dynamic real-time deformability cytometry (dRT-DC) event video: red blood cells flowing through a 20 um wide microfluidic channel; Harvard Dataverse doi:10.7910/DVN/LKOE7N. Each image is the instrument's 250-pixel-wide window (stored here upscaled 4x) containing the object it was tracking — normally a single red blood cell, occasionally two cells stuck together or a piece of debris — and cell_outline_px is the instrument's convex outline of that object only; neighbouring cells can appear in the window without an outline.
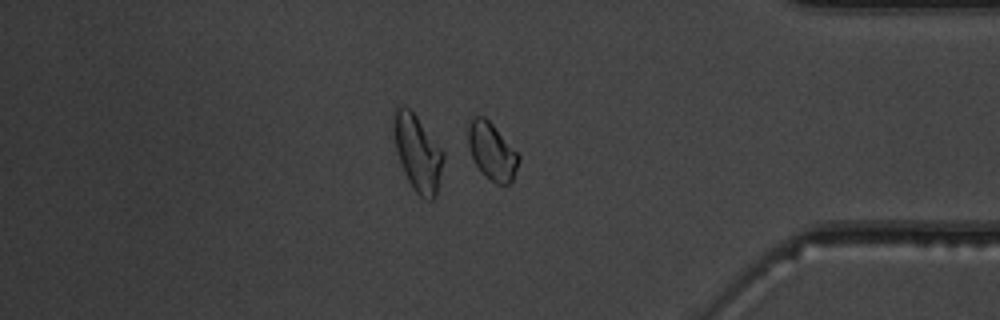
{"species": "common noctule bat (a hibernating species)", "species_latin": "Nyctalus noctula", "temperature_condition": "warm", "stored_images_in_passage": 35, "camera_frame_rate_fps": 3000, "um_per_image_px": 0.085, "animal": {"sex": "male", "body_mass_g": 19.5, "forearm_length_mm": 54.6}, "frame": {"image": 1, "passage_image": 34, "time_ms": 11.0, "image_size_px": [1000, 320], "cell_outline_px": [[520, 160], [512, 180], [508, 184], [496, 184], [480, 172], [468, 148], [468, 128], [472, 120], [476, 116], [484, 116], [492, 124], [520, 156]], "centroid_in_image_um": [41.81, 12.89], "position_along_channel_um": 393.4, "area_um2": 16.53}}